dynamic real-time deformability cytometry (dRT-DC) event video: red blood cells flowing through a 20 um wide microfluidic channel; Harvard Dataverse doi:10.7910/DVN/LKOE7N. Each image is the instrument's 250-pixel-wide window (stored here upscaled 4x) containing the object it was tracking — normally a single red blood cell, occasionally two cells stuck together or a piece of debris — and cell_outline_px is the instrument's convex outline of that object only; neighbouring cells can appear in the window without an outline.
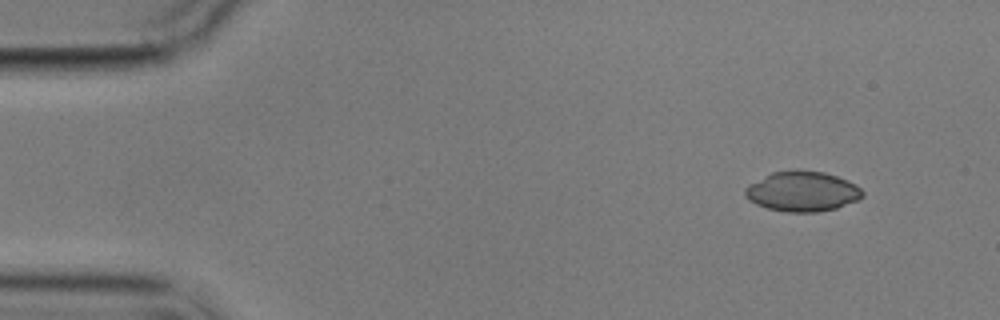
{"species": "common noctule bat (a hibernating species)", "species_latin": "Nyctalus noctula", "temperature_condition": "cold", "stored_images_in_passage": 4, "camera_frame_rate_fps": 3000, "um_per_image_px": 0.085, "animal": {"sex": "male", "body_mass_g": 17.9}, "frame": {"image": 1, "passage_image": 1, "time_ms": 0.0, "image_size_px": [1000, 320], "cell_outline_px": [[864, 196], [860, 200], [836, 208], [816, 212], [788, 212], [768, 208], [756, 204], [748, 200], [744, 196], [744, 188], [748, 184], [772, 172], [792, 168], [796, 168], [824, 172], [848, 180], [856, 184], [864, 192]], "centroid_in_image_um": [68.19, 16.25], "position_along_channel_um": 16.8, "area_um2": 27.98}}